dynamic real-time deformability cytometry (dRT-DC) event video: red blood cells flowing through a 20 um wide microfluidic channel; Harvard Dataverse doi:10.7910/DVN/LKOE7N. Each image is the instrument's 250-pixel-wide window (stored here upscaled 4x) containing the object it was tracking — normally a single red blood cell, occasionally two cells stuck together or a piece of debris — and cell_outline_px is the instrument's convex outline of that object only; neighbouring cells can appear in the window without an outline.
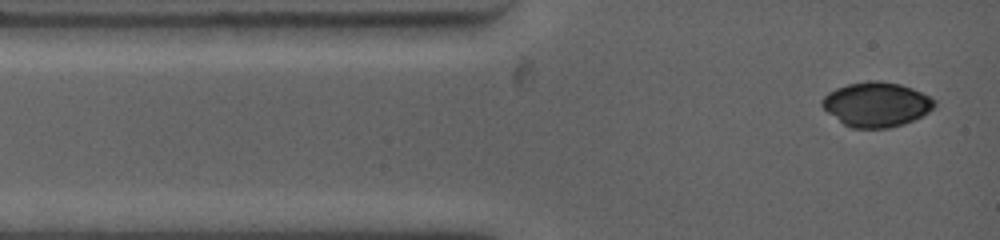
{"species": "common noctule bat (a hibernating species)", "species_latin": "Nyctalus noctula", "temperature_condition": "warm", "stored_images_in_passage": 23, "camera_frame_rate_fps": 4500, "um_per_image_px": 0.085, "animal": {"sex": "female", "body_mass_g": 19.0, "forearm_length_mm": 53.3}, "frame": {"image": 1, "passage_image": 1, "time_ms": 0.0, "image_size_px": [1000, 240], "cell_outline_px": [[936, 104], [928, 112], [904, 124], [888, 128], [852, 128], [844, 124], [828, 112], [820, 104], [820, 100], [828, 92], [836, 88], [848, 84], [868, 80], [880, 80], [900, 84], [912, 88], [936, 100]], "centroid_in_image_um": [74.47, 8.86], "position_along_channel_um": 10.5, "area_um2": 29.13}}
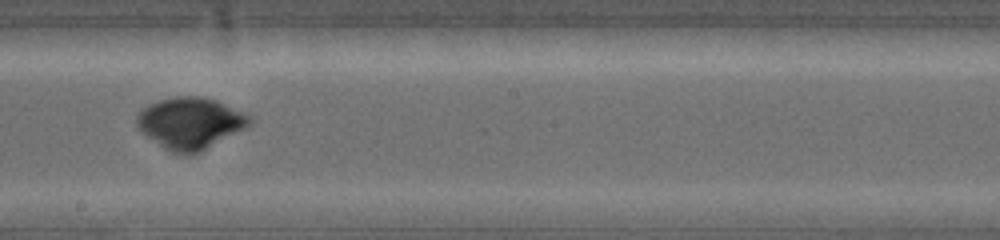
{"frame": {"image": 2, "passage_image": 15, "time_ms": 6.667, "image_size_px": [1000, 240], "cell_outline_px": [[252, 120], [244, 128], [200, 152], [188, 156], [168, 152], [148, 136], [136, 124], [136, 116], [148, 104], [160, 100], [176, 96], [200, 96], [216, 100], [252, 116]], "centroid_in_image_um": [16.16, 10.47], "position_along_channel_um": 232.0, "area_um2": 33.58}}
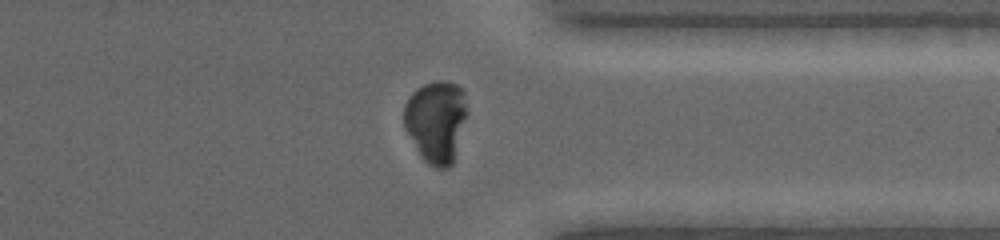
{"frame": {"image": 3, "passage_image": 23, "time_ms": 10.444, "image_size_px": [1000, 240], "cell_outline_px": [[468, 116], [452, 164], [448, 168], [436, 168], [428, 164], [420, 156], [404, 128], [404, 104], [408, 96], [416, 88], [424, 84], [436, 80], [444, 80], [456, 84], [464, 88], [468, 112]], "centroid_in_image_um": [37.09, 10.28], "position_along_channel_um": 374.3, "area_um2": 30.92}}